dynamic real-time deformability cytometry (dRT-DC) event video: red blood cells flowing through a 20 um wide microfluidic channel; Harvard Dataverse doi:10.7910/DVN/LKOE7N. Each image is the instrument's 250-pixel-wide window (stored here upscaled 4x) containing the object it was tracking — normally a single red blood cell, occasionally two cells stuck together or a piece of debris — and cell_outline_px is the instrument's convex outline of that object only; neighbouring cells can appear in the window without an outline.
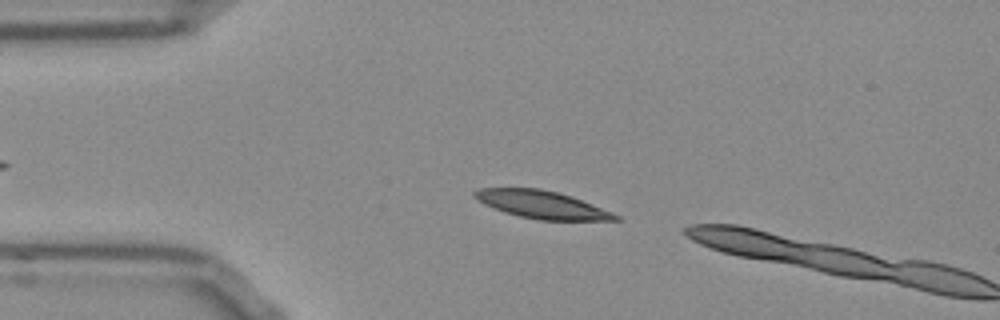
{"species": "Egyptian fruit bat (a non-hibernating species)", "species_latin": "Rousettus aegyptiacus", "temperature_condition": "room temperature", "stored_images_in_passage": 6, "camera_frame_rate_fps": 3000, "um_per_image_px": 0.085, "frame": {"image": 1, "passage_image": 4, "time_ms": 1.0, "image_size_px": [1000, 320], "cell_outline_px": [[620, 220], [540, 220], [520, 216], [504, 212], [484, 204], [476, 200], [472, 196], [472, 192], [480, 188], [540, 188], [572, 196], [612, 212], [620, 216]], "centroid_in_image_um": [46.02, 17.38], "position_along_channel_um": 39.0, "area_um2": 22.66}}